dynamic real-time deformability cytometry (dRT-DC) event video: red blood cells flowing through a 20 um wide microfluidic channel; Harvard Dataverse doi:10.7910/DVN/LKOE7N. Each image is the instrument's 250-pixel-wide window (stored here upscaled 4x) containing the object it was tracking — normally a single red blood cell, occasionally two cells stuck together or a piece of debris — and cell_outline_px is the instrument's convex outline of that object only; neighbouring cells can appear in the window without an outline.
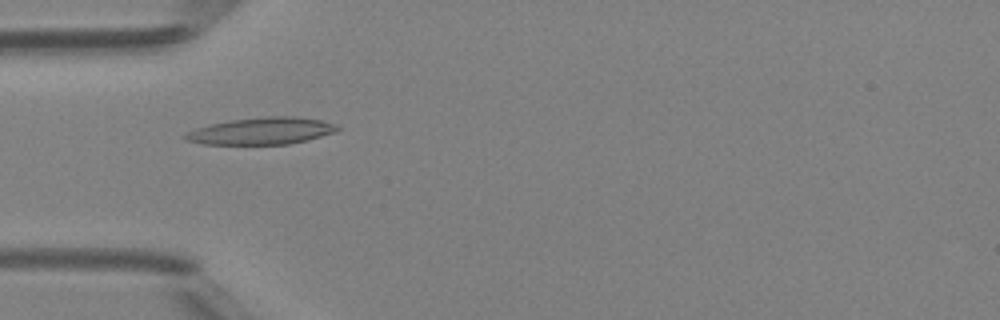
{"species": "Egyptian fruit bat (a non-hibernating species)", "species_latin": "Rousettus aegyptiacus", "temperature_condition": "room temperature", "stored_images_in_passage": 48, "camera_frame_rate_fps": 3000, "um_per_image_px": 0.085, "animal": {"sex": "female"}, "frame": {"image": 1, "passage_image": 15, "time_ms": 4.667, "image_size_px": [1000, 320], "cell_outline_px": [[340, 128], [336, 132], [308, 140], [288, 144], [204, 144], [184, 140], [180, 136], [196, 128], [208, 124], [232, 120], [264, 116], [292, 116], [320, 120], [336, 124]], "centroid_in_image_um": [22.21, 11.13], "position_along_channel_um": 62.8, "area_um2": 23.99}}
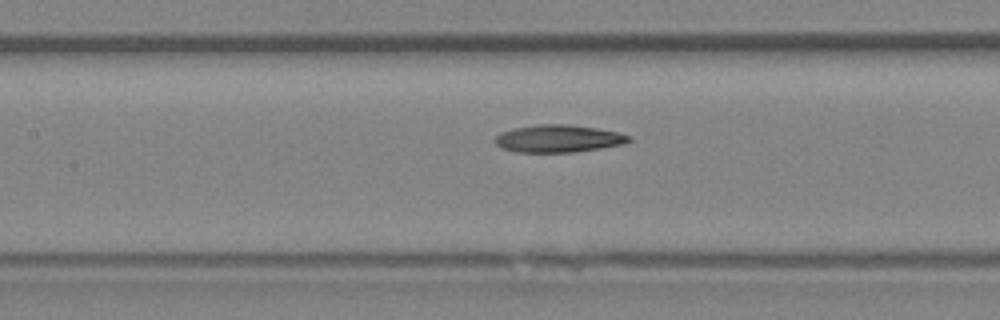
{"frame": {"image": 2, "passage_image": 22, "time_ms": 7.0, "image_size_px": [1000, 320], "cell_outline_px": [[632, 140], [624, 144], [576, 152], [516, 152], [500, 148], [496, 144], [496, 136], [500, 132], [516, 128], [536, 124], [568, 124], [596, 128], [620, 132], [632, 136]], "centroid_in_image_um": [47.49, 11.78], "position_along_channel_um": 159.9, "area_um2": 21.56}}
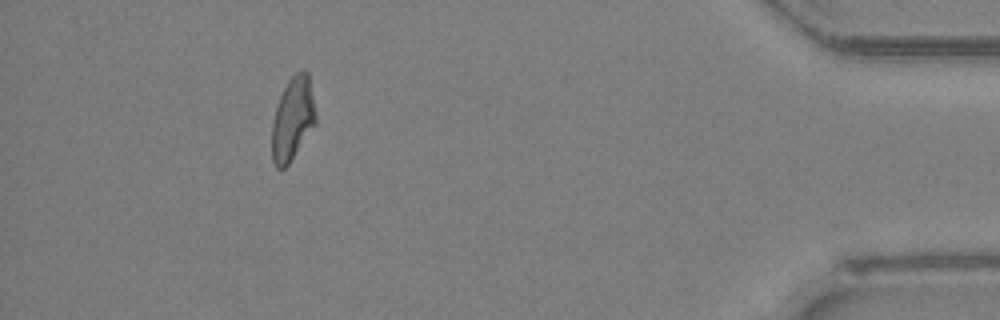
{"frame": {"image": 3, "passage_image": 44, "time_ms": 14.333, "image_size_px": [1000, 320], "cell_outline_px": [[316, 124], [288, 164], [284, 168], [276, 168], [272, 160], [272, 124], [276, 108], [280, 96], [288, 80], [296, 72], [304, 68], [308, 72], [316, 116]], "centroid_in_image_um": [24.88, 10.09], "position_along_channel_um": 410.3, "area_um2": 21.1}, "authors_computed_cell_mechanics": {"area_um2": 21.6461, "velocity_mm_per_s": 4.227, "shape_relaxation_time_tau1_ms": 4.8151, "shape_relaxation_time_tau2_ms": null, "deformation_change_tau1": 0.1552, "deformation_change_tau2": null}}